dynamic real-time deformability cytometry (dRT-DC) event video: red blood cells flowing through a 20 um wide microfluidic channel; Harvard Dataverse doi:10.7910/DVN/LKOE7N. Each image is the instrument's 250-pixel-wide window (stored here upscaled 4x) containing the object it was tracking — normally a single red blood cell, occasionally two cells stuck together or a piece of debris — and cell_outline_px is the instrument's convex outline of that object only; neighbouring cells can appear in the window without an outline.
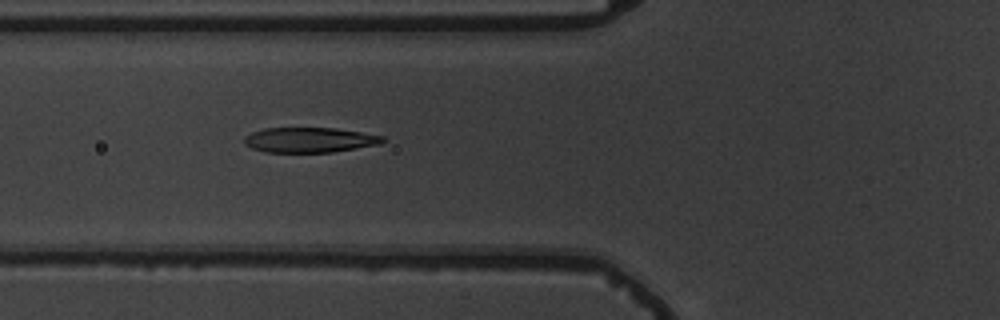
{"species": "common noctule bat (a hibernating species)", "species_latin": "Nyctalus noctula", "temperature_condition": "warm", "stored_images_in_passage": 7, "camera_frame_rate_fps": 3000, "um_per_image_px": 0.085, "animal": {"sex": "male", "body_mass_g": 19.5, "forearm_length_mm": 54.6}, "frame": {"image": 1, "passage_image": 7, "time_ms": 7.0, "image_size_px": [1000, 320], "cell_outline_px": [[384, 140], [380, 144], [332, 152], [268, 152], [252, 148], [244, 144], [244, 136], [252, 132], [264, 128], [336, 128], [384, 136]], "centroid_in_image_um": [26.29, 11.89], "position_along_channel_um": 99.5, "area_um2": 20.11}}